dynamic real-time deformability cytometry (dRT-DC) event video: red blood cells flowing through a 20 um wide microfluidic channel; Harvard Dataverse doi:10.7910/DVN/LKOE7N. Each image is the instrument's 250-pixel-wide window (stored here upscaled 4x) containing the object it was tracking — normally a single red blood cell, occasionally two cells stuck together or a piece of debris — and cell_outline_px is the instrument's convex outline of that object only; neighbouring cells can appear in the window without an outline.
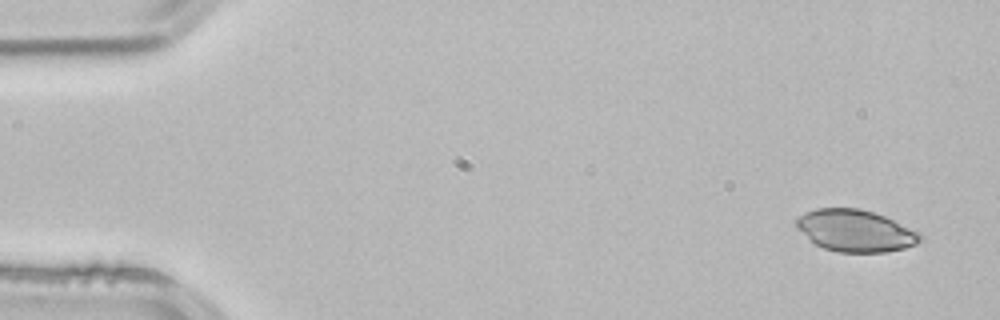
{"species": "common noctule bat (a hibernating species)", "species_latin": "Nyctalus noctula", "temperature_condition": "room temperature", "stored_images_in_passage": 2, "segment_of_instrument_passage": [2, 2], "camera_frame_rate_fps": 3000, "um_per_image_px": 0.085, "animal": {"sex": "male", "body_mass_g": 21.5, "forearm_length_mm": 52.0}, "frame": {"image": 1, "passage_image": 2, "time_ms": 0.333, "image_size_px": [1000, 320], "cell_outline_px": [[924, 236], [916, 244], [904, 248], [884, 252], [836, 252], [824, 248], [816, 244], [796, 228], [796, 220], [804, 212], [816, 208], [860, 208], [884, 216], [920, 232]], "centroid_in_image_um": [72.71, 19.61], "position_along_channel_um": 12.3, "area_um2": 30.11}}